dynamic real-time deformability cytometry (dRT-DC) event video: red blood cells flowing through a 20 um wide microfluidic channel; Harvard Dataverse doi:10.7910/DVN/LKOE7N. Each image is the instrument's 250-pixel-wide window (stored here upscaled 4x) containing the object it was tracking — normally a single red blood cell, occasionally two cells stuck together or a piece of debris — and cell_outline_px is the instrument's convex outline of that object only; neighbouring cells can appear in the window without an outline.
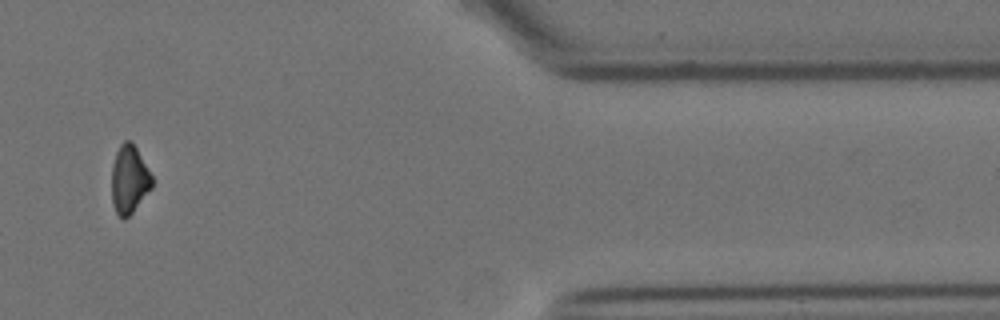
{"species": "Egyptian fruit bat (a non-hibernating species)", "species_latin": "Rousettus aegyptiacus", "temperature_condition": "cold", "stored_images_in_passage": 16, "camera_frame_rate_fps": 3000, "um_per_image_px": 0.085, "animal": {"sex": "female"}, "frame": {"image": 1, "passage_image": 15, "time_ms": 17.333, "image_size_px": [1000, 320], "cell_outline_px": [[152, 188], [132, 212], [124, 220], [116, 212], [112, 204], [112, 164], [116, 152], [120, 144], [124, 140], [128, 140], [136, 148], [152, 176]], "centroid_in_image_um": [10.97, 15.26], "position_along_channel_um": 400.4, "area_um2": 15.84}}